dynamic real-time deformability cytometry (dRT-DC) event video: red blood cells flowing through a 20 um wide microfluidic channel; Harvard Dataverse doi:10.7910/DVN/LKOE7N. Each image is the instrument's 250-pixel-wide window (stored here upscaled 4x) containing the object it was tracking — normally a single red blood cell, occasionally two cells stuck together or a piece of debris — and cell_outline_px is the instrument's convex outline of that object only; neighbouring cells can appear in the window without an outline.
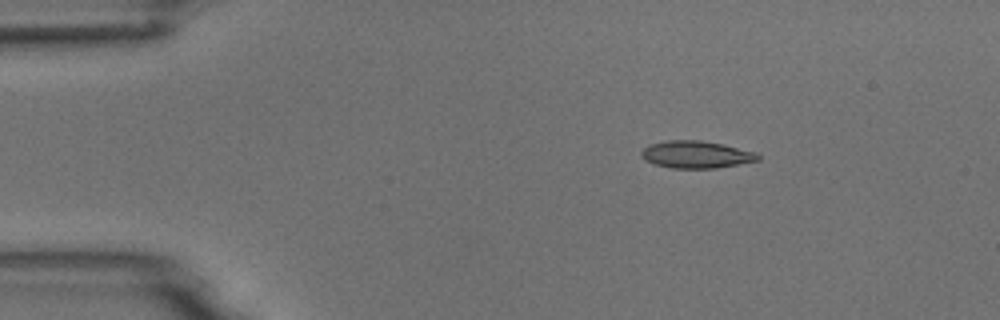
{"species": "common noctule bat (a hibernating species)", "species_latin": "Nyctalus noctula", "temperature_condition": "room temperature", "stored_images_in_passage": 4, "camera_frame_rate_fps": 3000, "um_per_image_px": 0.085, "animal": {"sex": "male", "body_mass_g": 18.8}, "frame": {"image": 1, "passage_image": 2, "time_ms": 1.333, "image_size_px": [1000, 320], "cell_outline_px": [[760, 160], [716, 168], [672, 168], [656, 164], [644, 160], [640, 156], [640, 152], [648, 144], [668, 140], [700, 140], [720, 144], [756, 152], [760, 156]], "centroid_in_image_um": [59.14, 13.13], "position_along_channel_um": 25.9, "area_um2": 18.44}}
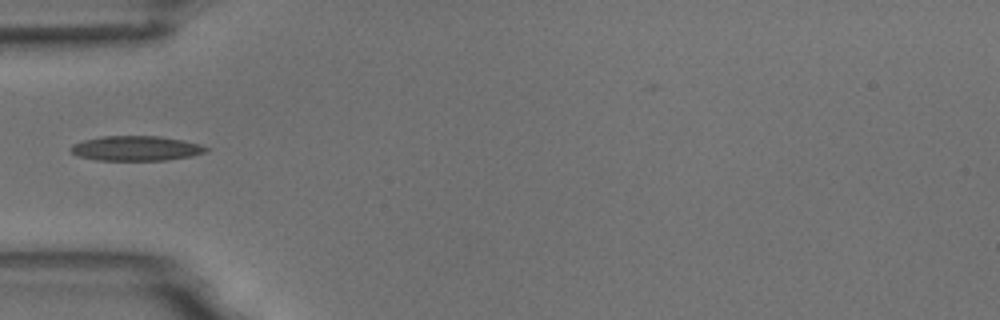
{"frame": {"image": 2, "passage_image": 4, "time_ms": 4.333, "image_size_px": [1000, 320], "cell_outline_px": [[212, 148], [204, 152], [192, 156], [164, 160], [96, 160], [76, 156], [68, 148], [72, 144], [84, 140], [100, 136], [160, 136], [184, 140], [200, 144]], "centroid_in_image_um": [11.55, 12.6], "position_along_channel_um": 73.4, "area_um2": 19.77}}